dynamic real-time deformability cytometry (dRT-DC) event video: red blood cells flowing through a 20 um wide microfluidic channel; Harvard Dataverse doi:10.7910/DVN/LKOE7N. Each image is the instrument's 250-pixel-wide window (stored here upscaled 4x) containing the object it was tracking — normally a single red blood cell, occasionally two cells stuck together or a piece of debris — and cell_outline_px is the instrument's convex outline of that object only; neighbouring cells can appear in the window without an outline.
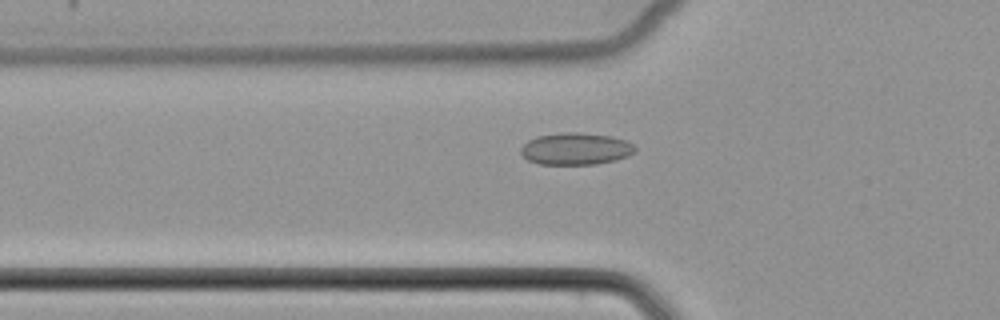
{"species": "common noctule bat (a hibernating species)", "species_latin": "Nyctalus noctula", "temperature_condition": "cold", "stored_images_in_passage": 51, "camera_frame_rate_fps": 3000, "um_per_image_px": 0.085, "animal": {"sex": "female", "body_mass_g": 22.7, "forearm_length_mm": 54.2}, "frame": {"image": 1, "passage_image": 18, "time_ms": 5.667, "image_size_px": [1000, 320], "cell_outline_px": [[636, 152], [628, 156], [616, 160], [596, 164], [540, 164], [528, 160], [520, 152], [520, 148], [528, 140], [536, 136], [560, 132], [576, 132], [612, 136], [624, 140], [632, 144], [636, 148]], "centroid_in_image_um": [48.93, 12.64], "position_along_channel_um": 76.9, "area_um2": 21.39}}
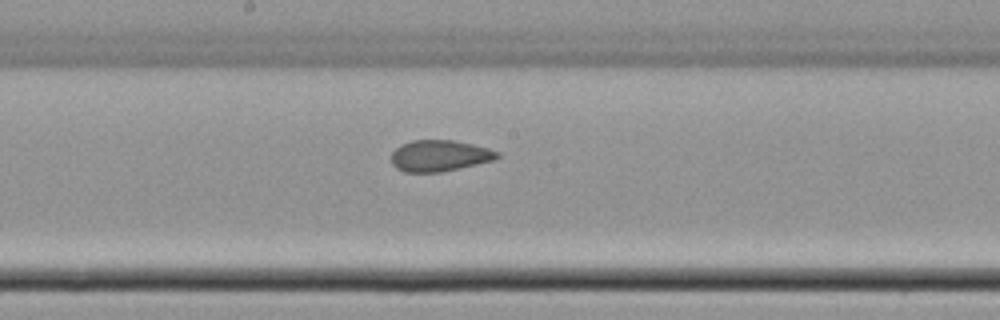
{"frame": {"image": 2, "passage_image": 28, "time_ms": 9.0, "image_size_px": [1000, 320], "cell_outline_px": [[500, 156], [496, 160], [440, 172], [404, 172], [396, 168], [392, 164], [392, 152], [400, 144], [412, 140], [452, 140], [472, 144], [488, 148], [500, 152]], "centroid_in_image_um": [37.37, 13.23], "position_along_channel_um": 210.8, "area_um2": 19.36}}
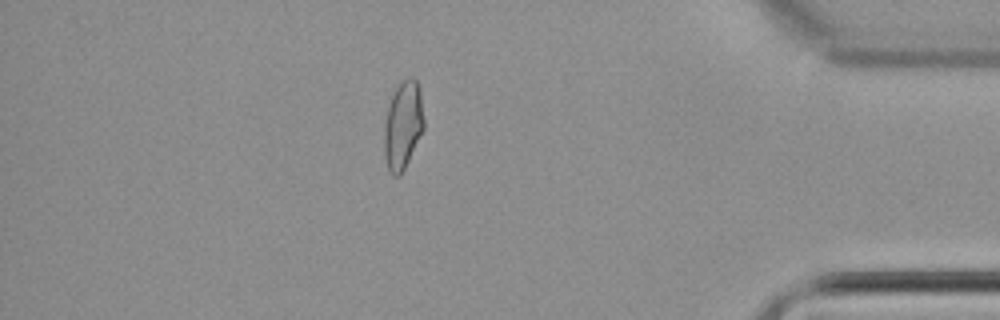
{"frame": {"image": 3, "passage_image": 45, "time_ms": 14.667, "image_size_px": [1000, 320], "cell_outline_px": [[424, 128], [400, 176], [392, 176], [388, 172], [384, 156], [384, 124], [388, 108], [392, 96], [396, 88], [408, 76], [412, 76], [416, 80], [420, 88], [424, 120]], "centroid_in_image_um": [34.24, 10.66], "position_along_channel_um": 401.0, "area_um2": 20.35}}